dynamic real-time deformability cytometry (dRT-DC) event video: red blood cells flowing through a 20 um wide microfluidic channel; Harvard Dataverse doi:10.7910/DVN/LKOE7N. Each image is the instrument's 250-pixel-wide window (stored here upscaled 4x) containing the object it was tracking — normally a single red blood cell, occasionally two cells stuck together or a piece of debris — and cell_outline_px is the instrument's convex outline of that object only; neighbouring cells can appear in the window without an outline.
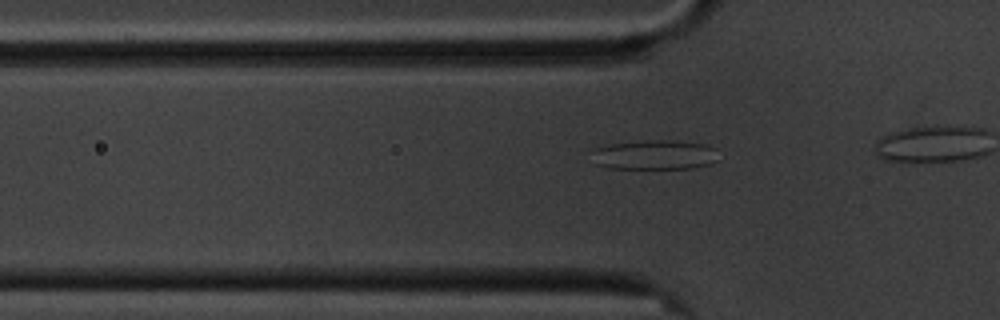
{"species": "common noctule bat (a hibernating species)", "species_latin": "Nyctalus noctula", "temperature_condition": "cold", "stored_images_in_passage": 13, "camera_frame_rate_fps": 3000, "um_per_image_px": 0.085, "animal": {"sex": "male", "body_mass_g": 20.1, "forearm_length_mm": 53.5}, "frame": {"image": 1, "passage_image": 8, "time_ms": 2.333, "image_size_px": [1000, 320], "cell_outline_px": [[716, 160], [712, 164], [692, 168], [608, 168], [596, 164], [592, 148], [608, 144], [644, 140], [676, 140], [704, 144], [716, 148]], "centroid_in_image_um": [55.65, 13.15], "position_along_channel_um": 70.2, "area_um2": 21.96}}